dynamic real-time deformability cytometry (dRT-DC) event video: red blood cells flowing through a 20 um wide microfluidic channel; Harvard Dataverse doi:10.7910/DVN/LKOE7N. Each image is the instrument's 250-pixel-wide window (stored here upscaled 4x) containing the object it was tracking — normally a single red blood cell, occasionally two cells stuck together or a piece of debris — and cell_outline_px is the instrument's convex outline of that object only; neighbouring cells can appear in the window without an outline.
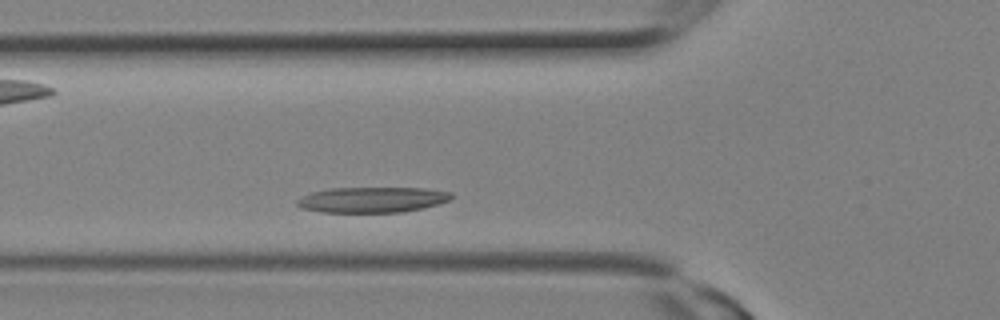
{"species": "Egyptian fruit bat (a non-hibernating species)", "species_latin": "Rousettus aegyptiacus", "temperature_condition": "room temperature", "stored_images_in_passage": 6, "camera_frame_rate_fps": 3000, "um_per_image_px": 0.085, "animal": {"sex": "female"}, "frame": {"image": 1, "passage_image": 6, "time_ms": 1.667, "image_size_px": [1000, 320], "cell_outline_px": [[452, 200], [424, 208], [400, 212], [324, 212], [300, 208], [296, 204], [296, 200], [312, 192], [332, 188], [424, 188], [452, 192]], "centroid_in_image_um": [31.67, 16.97], "position_along_channel_um": 94.1, "area_um2": 22.95}}